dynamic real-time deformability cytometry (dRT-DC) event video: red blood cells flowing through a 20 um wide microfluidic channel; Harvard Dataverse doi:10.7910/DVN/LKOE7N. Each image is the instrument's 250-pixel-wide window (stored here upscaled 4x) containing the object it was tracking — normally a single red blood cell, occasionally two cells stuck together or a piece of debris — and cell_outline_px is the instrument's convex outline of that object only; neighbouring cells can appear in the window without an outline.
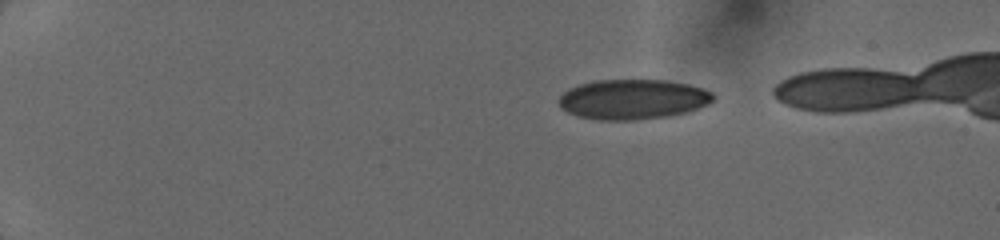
{"species": "human", "species_latin": "Homo sapiens", "temperature_condition": "cold", "stored_images_in_passage": 5, "camera_frame_rate_fps": 3000, "um_per_image_px": 0.085, "donor": {"sex": "female"}, "frame": {"image": 1, "passage_image": 1, "time_ms": 0.0, "image_size_px": [1000, 240], "cell_outline_px": [[712, 100], [708, 104], [688, 112], [668, 116], [636, 120], [600, 120], [576, 116], [560, 108], [556, 100], [564, 92], [580, 84], [596, 80], [664, 80], [688, 84], [704, 88], [712, 92]], "centroid_in_image_um": [53.77, 8.45], "position_along_channel_um": 31.2, "area_um2": 36.07}}
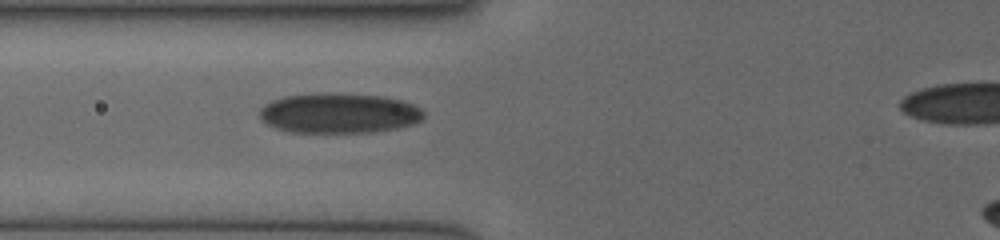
{"frame": {"image": 2, "passage_image": 5, "time_ms": 4.0, "image_size_px": [1000, 240], "cell_outline_px": [[424, 116], [420, 120], [412, 124], [396, 128], [372, 132], [288, 132], [276, 128], [260, 120], [260, 108], [264, 104], [272, 100], [284, 96], [380, 96], [400, 100], [412, 104], [420, 108], [424, 112]], "centroid_in_image_um": [28.8, 9.67], "position_along_channel_um": 97.0, "area_um2": 36.93}}